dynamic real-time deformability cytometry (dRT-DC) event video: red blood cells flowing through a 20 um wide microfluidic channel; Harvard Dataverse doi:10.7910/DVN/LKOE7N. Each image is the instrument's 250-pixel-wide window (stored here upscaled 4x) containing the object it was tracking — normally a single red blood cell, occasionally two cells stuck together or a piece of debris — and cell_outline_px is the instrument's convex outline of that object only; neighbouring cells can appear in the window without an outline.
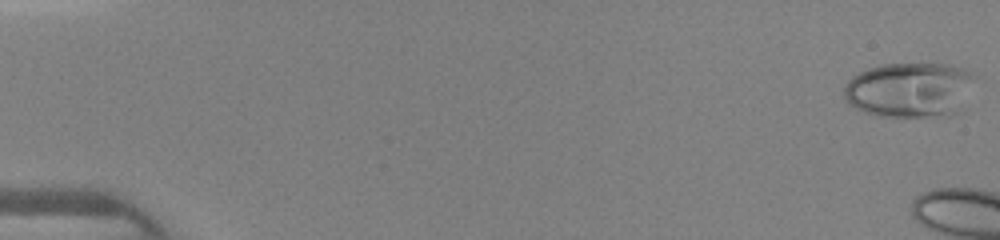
{"species": "human", "species_latin": "Homo sapiens", "temperature_condition": "warm", "stored_images_in_passage": 5, "camera_frame_rate_fps": 3000, "um_per_image_px": 0.085, "donor": {"sex": "female"}, "frame": {"image": 1, "passage_image": 1, "time_ms": 0.0, "image_size_px": [1000, 240], "cell_outline_px": [[976, 76], [956, 112], [948, 116], [876, 116], [864, 112], [848, 104], [844, 100], [844, 84], [852, 76], [868, 68], [884, 64], [948, 64], [964, 68]], "centroid_in_image_um": [77.25, 7.63], "position_along_channel_um": 7.7, "area_um2": 41.79}}